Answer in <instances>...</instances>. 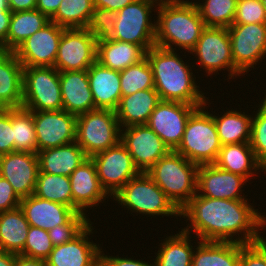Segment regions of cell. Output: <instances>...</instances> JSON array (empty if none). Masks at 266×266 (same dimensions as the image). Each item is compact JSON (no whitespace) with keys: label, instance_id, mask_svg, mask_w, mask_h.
<instances>
[{"label":"cell","instance_id":"1","mask_svg":"<svg viewBox=\"0 0 266 266\" xmlns=\"http://www.w3.org/2000/svg\"><path fill=\"white\" fill-rule=\"evenodd\" d=\"M258 210L248 200L215 199L196 193L180 210V218L190 222L182 230L193 232L200 241L251 244L261 236L260 230H266V215Z\"/></svg>","mask_w":266,"mask_h":266},{"label":"cell","instance_id":"2","mask_svg":"<svg viewBox=\"0 0 266 266\" xmlns=\"http://www.w3.org/2000/svg\"><path fill=\"white\" fill-rule=\"evenodd\" d=\"M178 54L175 50L157 45L146 52L153 72L154 89L161 101L203 106L207 97L196 84L192 71L195 66L188 65Z\"/></svg>","mask_w":266,"mask_h":266},{"label":"cell","instance_id":"3","mask_svg":"<svg viewBox=\"0 0 266 266\" xmlns=\"http://www.w3.org/2000/svg\"><path fill=\"white\" fill-rule=\"evenodd\" d=\"M156 13L155 45L190 53L206 28L195 2H159Z\"/></svg>","mask_w":266,"mask_h":266},{"label":"cell","instance_id":"4","mask_svg":"<svg viewBox=\"0 0 266 266\" xmlns=\"http://www.w3.org/2000/svg\"><path fill=\"white\" fill-rule=\"evenodd\" d=\"M198 167L199 165L171 150L146 173L181 210L196 195Z\"/></svg>","mask_w":266,"mask_h":266},{"label":"cell","instance_id":"5","mask_svg":"<svg viewBox=\"0 0 266 266\" xmlns=\"http://www.w3.org/2000/svg\"><path fill=\"white\" fill-rule=\"evenodd\" d=\"M209 102L207 98L206 103L190 115L182 141L175 150L197 165L214 164L222 146L214 118L207 110Z\"/></svg>","mask_w":266,"mask_h":266},{"label":"cell","instance_id":"6","mask_svg":"<svg viewBox=\"0 0 266 266\" xmlns=\"http://www.w3.org/2000/svg\"><path fill=\"white\" fill-rule=\"evenodd\" d=\"M112 198L124 210L134 212L135 215L180 217V210L144 172L130 179Z\"/></svg>","mask_w":266,"mask_h":266},{"label":"cell","instance_id":"7","mask_svg":"<svg viewBox=\"0 0 266 266\" xmlns=\"http://www.w3.org/2000/svg\"><path fill=\"white\" fill-rule=\"evenodd\" d=\"M121 139V128L116 112L94 109L77 115L75 142L87 157L116 145Z\"/></svg>","mask_w":266,"mask_h":266},{"label":"cell","instance_id":"8","mask_svg":"<svg viewBox=\"0 0 266 266\" xmlns=\"http://www.w3.org/2000/svg\"><path fill=\"white\" fill-rule=\"evenodd\" d=\"M158 4V0H135L120 9L111 39L137 44L145 52L154 47L156 19L151 14H155Z\"/></svg>","mask_w":266,"mask_h":266},{"label":"cell","instance_id":"9","mask_svg":"<svg viewBox=\"0 0 266 266\" xmlns=\"http://www.w3.org/2000/svg\"><path fill=\"white\" fill-rule=\"evenodd\" d=\"M190 54L196 58L195 63L198 61L199 69L207 73L206 77L222 70L228 71L229 80L243 75L234 65L228 28L206 27Z\"/></svg>","mask_w":266,"mask_h":266},{"label":"cell","instance_id":"10","mask_svg":"<svg viewBox=\"0 0 266 266\" xmlns=\"http://www.w3.org/2000/svg\"><path fill=\"white\" fill-rule=\"evenodd\" d=\"M30 111L63 110L59 71L54 67H23V103Z\"/></svg>","mask_w":266,"mask_h":266},{"label":"cell","instance_id":"11","mask_svg":"<svg viewBox=\"0 0 266 266\" xmlns=\"http://www.w3.org/2000/svg\"><path fill=\"white\" fill-rule=\"evenodd\" d=\"M228 33L234 65L248 74L266 57V23L232 24Z\"/></svg>","mask_w":266,"mask_h":266},{"label":"cell","instance_id":"12","mask_svg":"<svg viewBox=\"0 0 266 266\" xmlns=\"http://www.w3.org/2000/svg\"><path fill=\"white\" fill-rule=\"evenodd\" d=\"M96 54L97 40L87 28H65L54 68L59 72L88 70Z\"/></svg>","mask_w":266,"mask_h":266},{"label":"cell","instance_id":"13","mask_svg":"<svg viewBox=\"0 0 266 266\" xmlns=\"http://www.w3.org/2000/svg\"><path fill=\"white\" fill-rule=\"evenodd\" d=\"M102 188L112 198L130 179L140 172L125 145H116L91 157Z\"/></svg>","mask_w":266,"mask_h":266},{"label":"cell","instance_id":"14","mask_svg":"<svg viewBox=\"0 0 266 266\" xmlns=\"http://www.w3.org/2000/svg\"><path fill=\"white\" fill-rule=\"evenodd\" d=\"M38 151L75 142L77 116L65 110L31 111Z\"/></svg>","mask_w":266,"mask_h":266},{"label":"cell","instance_id":"15","mask_svg":"<svg viewBox=\"0 0 266 266\" xmlns=\"http://www.w3.org/2000/svg\"><path fill=\"white\" fill-rule=\"evenodd\" d=\"M201 106L180 102L160 101L146 125L151 128L172 151L180 145L190 115Z\"/></svg>","mask_w":266,"mask_h":266},{"label":"cell","instance_id":"16","mask_svg":"<svg viewBox=\"0 0 266 266\" xmlns=\"http://www.w3.org/2000/svg\"><path fill=\"white\" fill-rule=\"evenodd\" d=\"M64 27L50 21L13 52L23 67H54Z\"/></svg>","mask_w":266,"mask_h":266},{"label":"cell","instance_id":"17","mask_svg":"<svg viewBox=\"0 0 266 266\" xmlns=\"http://www.w3.org/2000/svg\"><path fill=\"white\" fill-rule=\"evenodd\" d=\"M120 141L127 148L136 168L144 173L171 151L147 125L121 128Z\"/></svg>","mask_w":266,"mask_h":266},{"label":"cell","instance_id":"18","mask_svg":"<svg viewBox=\"0 0 266 266\" xmlns=\"http://www.w3.org/2000/svg\"><path fill=\"white\" fill-rule=\"evenodd\" d=\"M246 182L249 183L245 177L223 170L215 164L199 165L196 193L215 199L248 200L242 193Z\"/></svg>","mask_w":266,"mask_h":266},{"label":"cell","instance_id":"19","mask_svg":"<svg viewBox=\"0 0 266 266\" xmlns=\"http://www.w3.org/2000/svg\"><path fill=\"white\" fill-rule=\"evenodd\" d=\"M39 170L37 153L13 151L0 156V176L21 199L34 194Z\"/></svg>","mask_w":266,"mask_h":266},{"label":"cell","instance_id":"20","mask_svg":"<svg viewBox=\"0 0 266 266\" xmlns=\"http://www.w3.org/2000/svg\"><path fill=\"white\" fill-rule=\"evenodd\" d=\"M92 224L72 241L54 246L45 260L46 266H97L101 262V245L90 241V235L95 234Z\"/></svg>","mask_w":266,"mask_h":266},{"label":"cell","instance_id":"21","mask_svg":"<svg viewBox=\"0 0 266 266\" xmlns=\"http://www.w3.org/2000/svg\"><path fill=\"white\" fill-rule=\"evenodd\" d=\"M72 188V209L85 215L88 209L108 202L109 195L102 188L96 166L88 157L69 176Z\"/></svg>","mask_w":266,"mask_h":266},{"label":"cell","instance_id":"22","mask_svg":"<svg viewBox=\"0 0 266 266\" xmlns=\"http://www.w3.org/2000/svg\"><path fill=\"white\" fill-rule=\"evenodd\" d=\"M19 207L30 226L45 231L67 224L78 213L64 204L41 199L34 194L22 198Z\"/></svg>","mask_w":266,"mask_h":266},{"label":"cell","instance_id":"23","mask_svg":"<svg viewBox=\"0 0 266 266\" xmlns=\"http://www.w3.org/2000/svg\"><path fill=\"white\" fill-rule=\"evenodd\" d=\"M87 74L95 109L116 111L122 97L120 71L95 61Z\"/></svg>","mask_w":266,"mask_h":266},{"label":"cell","instance_id":"24","mask_svg":"<svg viewBox=\"0 0 266 266\" xmlns=\"http://www.w3.org/2000/svg\"><path fill=\"white\" fill-rule=\"evenodd\" d=\"M63 110L80 115L95 109L87 70L59 72Z\"/></svg>","mask_w":266,"mask_h":266},{"label":"cell","instance_id":"25","mask_svg":"<svg viewBox=\"0 0 266 266\" xmlns=\"http://www.w3.org/2000/svg\"><path fill=\"white\" fill-rule=\"evenodd\" d=\"M23 103V66L14 52L0 50V109Z\"/></svg>","mask_w":266,"mask_h":266},{"label":"cell","instance_id":"26","mask_svg":"<svg viewBox=\"0 0 266 266\" xmlns=\"http://www.w3.org/2000/svg\"><path fill=\"white\" fill-rule=\"evenodd\" d=\"M160 101L159 95L154 88L122 96L115 111L120 128L146 125L151 113Z\"/></svg>","mask_w":266,"mask_h":266},{"label":"cell","instance_id":"27","mask_svg":"<svg viewBox=\"0 0 266 266\" xmlns=\"http://www.w3.org/2000/svg\"><path fill=\"white\" fill-rule=\"evenodd\" d=\"M214 164L223 170L245 177L249 182V179H255L260 171L266 174L249 142L222 145Z\"/></svg>","mask_w":266,"mask_h":266},{"label":"cell","instance_id":"28","mask_svg":"<svg viewBox=\"0 0 266 266\" xmlns=\"http://www.w3.org/2000/svg\"><path fill=\"white\" fill-rule=\"evenodd\" d=\"M41 172L53 175L70 176L88 157L76 143L38 151Z\"/></svg>","mask_w":266,"mask_h":266},{"label":"cell","instance_id":"29","mask_svg":"<svg viewBox=\"0 0 266 266\" xmlns=\"http://www.w3.org/2000/svg\"><path fill=\"white\" fill-rule=\"evenodd\" d=\"M146 52L137 44L113 40L111 38L97 41L96 61L116 71L139 62Z\"/></svg>","mask_w":266,"mask_h":266},{"label":"cell","instance_id":"30","mask_svg":"<svg viewBox=\"0 0 266 266\" xmlns=\"http://www.w3.org/2000/svg\"><path fill=\"white\" fill-rule=\"evenodd\" d=\"M191 266H240V243L195 241Z\"/></svg>","mask_w":266,"mask_h":266},{"label":"cell","instance_id":"31","mask_svg":"<svg viewBox=\"0 0 266 266\" xmlns=\"http://www.w3.org/2000/svg\"><path fill=\"white\" fill-rule=\"evenodd\" d=\"M190 235V236H189ZM167 237V238H166ZM158 245L153 259L154 266H191L194 249L192 235L182 229L175 235H167Z\"/></svg>","mask_w":266,"mask_h":266},{"label":"cell","instance_id":"32","mask_svg":"<svg viewBox=\"0 0 266 266\" xmlns=\"http://www.w3.org/2000/svg\"><path fill=\"white\" fill-rule=\"evenodd\" d=\"M29 228L20 207L0 212V251L19 254L25 246Z\"/></svg>","mask_w":266,"mask_h":266},{"label":"cell","instance_id":"33","mask_svg":"<svg viewBox=\"0 0 266 266\" xmlns=\"http://www.w3.org/2000/svg\"><path fill=\"white\" fill-rule=\"evenodd\" d=\"M49 22L50 19L37 9L12 12L9 32L0 50L13 52L24 40Z\"/></svg>","mask_w":266,"mask_h":266},{"label":"cell","instance_id":"34","mask_svg":"<svg viewBox=\"0 0 266 266\" xmlns=\"http://www.w3.org/2000/svg\"><path fill=\"white\" fill-rule=\"evenodd\" d=\"M239 110H223L224 114H217L218 116L211 113L221 145L250 142L253 114L247 115Z\"/></svg>","mask_w":266,"mask_h":266},{"label":"cell","instance_id":"35","mask_svg":"<svg viewBox=\"0 0 266 266\" xmlns=\"http://www.w3.org/2000/svg\"><path fill=\"white\" fill-rule=\"evenodd\" d=\"M34 195L72 208L70 177L48 174L39 170Z\"/></svg>","mask_w":266,"mask_h":266},{"label":"cell","instance_id":"36","mask_svg":"<svg viewBox=\"0 0 266 266\" xmlns=\"http://www.w3.org/2000/svg\"><path fill=\"white\" fill-rule=\"evenodd\" d=\"M94 8L93 0H63L50 21L64 28H87Z\"/></svg>","mask_w":266,"mask_h":266},{"label":"cell","instance_id":"37","mask_svg":"<svg viewBox=\"0 0 266 266\" xmlns=\"http://www.w3.org/2000/svg\"><path fill=\"white\" fill-rule=\"evenodd\" d=\"M13 151L37 153L33 115L24 107L12 108Z\"/></svg>","mask_w":266,"mask_h":266},{"label":"cell","instance_id":"38","mask_svg":"<svg viewBox=\"0 0 266 266\" xmlns=\"http://www.w3.org/2000/svg\"><path fill=\"white\" fill-rule=\"evenodd\" d=\"M194 1L206 27L229 28L234 23L238 0Z\"/></svg>","mask_w":266,"mask_h":266},{"label":"cell","instance_id":"39","mask_svg":"<svg viewBox=\"0 0 266 266\" xmlns=\"http://www.w3.org/2000/svg\"><path fill=\"white\" fill-rule=\"evenodd\" d=\"M120 80L122 96L154 88L153 72L147 57L120 71Z\"/></svg>","mask_w":266,"mask_h":266},{"label":"cell","instance_id":"40","mask_svg":"<svg viewBox=\"0 0 266 266\" xmlns=\"http://www.w3.org/2000/svg\"><path fill=\"white\" fill-rule=\"evenodd\" d=\"M257 105L253 110L249 143L257 161L266 170V102L262 99ZM256 107L259 108L256 110Z\"/></svg>","mask_w":266,"mask_h":266},{"label":"cell","instance_id":"41","mask_svg":"<svg viewBox=\"0 0 266 266\" xmlns=\"http://www.w3.org/2000/svg\"><path fill=\"white\" fill-rule=\"evenodd\" d=\"M53 247L48 231L30 226L25 246L19 254L45 261Z\"/></svg>","mask_w":266,"mask_h":266},{"label":"cell","instance_id":"42","mask_svg":"<svg viewBox=\"0 0 266 266\" xmlns=\"http://www.w3.org/2000/svg\"><path fill=\"white\" fill-rule=\"evenodd\" d=\"M84 213H77L67 224L58 225L48 231L53 246L65 244L77 237L90 223Z\"/></svg>","mask_w":266,"mask_h":266},{"label":"cell","instance_id":"43","mask_svg":"<svg viewBox=\"0 0 266 266\" xmlns=\"http://www.w3.org/2000/svg\"><path fill=\"white\" fill-rule=\"evenodd\" d=\"M117 12L105 8L95 7L87 29L97 41L109 39L115 32Z\"/></svg>","mask_w":266,"mask_h":266},{"label":"cell","instance_id":"44","mask_svg":"<svg viewBox=\"0 0 266 266\" xmlns=\"http://www.w3.org/2000/svg\"><path fill=\"white\" fill-rule=\"evenodd\" d=\"M266 23L261 0H238L233 24Z\"/></svg>","mask_w":266,"mask_h":266},{"label":"cell","instance_id":"45","mask_svg":"<svg viewBox=\"0 0 266 266\" xmlns=\"http://www.w3.org/2000/svg\"><path fill=\"white\" fill-rule=\"evenodd\" d=\"M13 152L12 108L0 109V156Z\"/></svg>","mask_w":266,"mask_h":266},{"label":"cell","instance_id":"46","mask_svg":"<svg viewBox=\"0 0 266 266\" xmlns=\"http://www.w3.org/2000/svg\"><path fill=\"white\" fill-rule=\"evenodd\" d=\"M240 266H266L265 254L254 244H240Z\"/></svg>","mask_w":266,"mask_h":266},{"label":"cell","instance_id":"47","mask_svg":"<svg viewBox=\"0 0 266 266\" xmlns=\"http://www.w3.org/2000/svg\"><path fill=\"white\" fill-rule=\"evenodd\" d=\"M21 198L15 193L11 184L0 176V212L19 207Z\"/></svg>","mask_w":266,"mask_h":266},{"label":"cell","instance_id":"48","mask_svg":"<svg viewBox=\"0 0 266 266\" xmlns=\"http://www.w3.org/2000/svg\"><path fill=\"white\" fill-rule=\"evenodd\" d=\"M103 248H101V263L104 266H154V263L147 261H143L140 259H135L133 258H128V256L126 255V257H119V255L117 256H110V255H105L104 251L102 250Z\"/></svg>","mask_w":266,"mask_h":266},{"label":"cell","instance_id":"49","mask_svg":"<svg viewBox=\"0 0 266 266\" xmlns=\"http://www.w3.org/2000/svg\"><path fill=\"white\" fill-rule=\"evenodd\" d=\"M62 1L63 0H37L35 9L51 19L55 15Z\"/></svg>","mask_w":266,"mask_h":266},{"label":"cell","instance_id":"50","mask_svg":"<svg viewBox=\"0 0 266 266\" xmlns=\"http://www.w3.org/2000/svg\"><path fill=\"white\" fill-rule=\"evenodd\" d=\"M12 11L10 9H0V47L5 43L9 28Z\"/></svg>","mask_w":266,"mask_h":266},{"label":"cell","instance_id":"51","mask_svg":"<svg viewBox=\"0 0 266 266\" xmlns=\"http://www.w3.org/2000/svg\"><path fill=\"white\" fill-rule=\"evenodd\" d=\"M135 0H93L94 7H100L118 12Z\"/></svg>","mask_w":266,"mask_h":266},{"label":"cell","instance_id":"52","mask_svg":"<svg viewBox=\"0 0 266 266\" xmlns=\"http://www.w3.org/2000/svg\"><path fill=\"white\" fill-rule=\"evenodd\" d=\"M12 12L32 10L36 8L37 0H8Z\"/></svg>","mask_w":266,"mask_h":266},{"label":"cell","instance_id":"53","mask_svg":"<svg viewBox=\"0 0 266 266\" xmlns=\"http://www.w3.org/2000/svg\"><path fill=\"white\" fill-rule=\"evenodd\" d=\"M14 266H46V262L41 259L30 258L17 254Z\"/></svg>","mask_w":266,"mask_h":266},{"label":"cell","instance_id":"54","mask_svg":"<svg viewBox=\"0 0 266 266\" xmlns=\"http://www.w3.org/2000/svg\"><path fill=\"white\" fill-rule=\"evenodd\" d=\"M16 255L15 253L0 251V266H14Z\"/></svg>","mask_w":266,"mask_h":266},{"label":"cell","instance_id":"55","mask_svg":"<svg viewBox=\"0 0 266 266\" xmlns=\"http://www.w3.org/2000/svg\"><path fill=\"white\" fill-rule=\"evenodd\" d=\"M261 236L254 242V244L265 254L266 257V237Z\"/></svg>","mask_w":266,"mask_h":266},{"label":"cell","instance_id":"56","mask_svg":"<svg viewBox=\"0 0 266 266\" xmlns=\"http://www.w3.org/2000/svg\"><path fill=\"white\" fill-rule=\"evenodd\" d=\"M0 9H9L8 0H0Z\"/></svg>","mask_w":266,"mask_h":266},{"label":"cell","instance_id":"57","mask_svg":"<svg viewBox=\"0 0 266 266\" xmlns=\"http://www.w3.org/2000/svg\"><path fill=\"white\" fill-rule=\"evenodd\" d=\"M158 1L159 2H178V1H189V0H158Z\"/></svg>","mask_w":266,"mask_h":266},{"label":"cell","instance_id":"58","mask_svg":"<svg viewBox=\"0 0 266 266\" xmlns=\"http://www.w3.org/2000/svg\"><path fill=\"white\" fill-rule=\"evenodd\" d=\"M262 1V4H263V7H264V10H265V15H266V0H261Z\"/></svg>","mask_w":266,"mask_h":266},{"label":"cell","instance_id":"59","mask_svg":"<svg viewBox=\"0 0 266 266\" xmlns=\"http://www.w3.org/2000/svg\"><path fill=\"white\" fill-rule=\"evenodd\" d=\"M266 91V90H265ZM265 97H263V100L266 102V93H264Z\"/></svg>","mask_w":266,"mask_h":266},{"label":"cell","instance_id":"60","mask_svg":"<svg viewBox=\"0 0 266 266\" xmlns=\"http://www.w3.org/2000/svg\"><path fill=\"white\" fill-rule=\"evenodd\" d=\"M97 266H104L101 262Z\"/></svg>","mask_w":266,"mask_h":266}]
</instances>
